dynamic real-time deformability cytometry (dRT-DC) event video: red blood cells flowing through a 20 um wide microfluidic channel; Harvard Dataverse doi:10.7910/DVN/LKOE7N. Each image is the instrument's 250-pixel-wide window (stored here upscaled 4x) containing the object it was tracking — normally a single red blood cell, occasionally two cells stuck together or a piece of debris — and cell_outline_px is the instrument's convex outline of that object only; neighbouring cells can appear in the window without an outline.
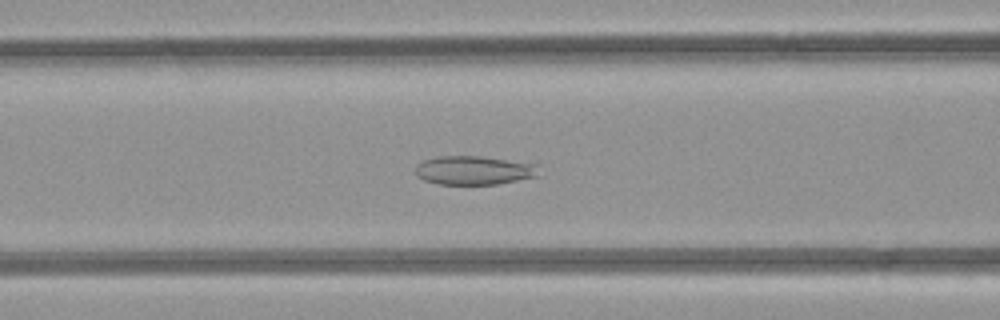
{"species": "common noctule bat (a hibernating species)", "species_latin": "Nyctalus noctula", "temperature_condition": "room temperature", "stored_images_in_passage": 50, "camera_frame_rate_fps": 3000, "um_per_image_px": 0.085, "animal": {"sex": "female", "body_mass_g": 21.9}, "frame": {"image": 1, "passage_image": 20, "time_ms": 6.333, "image_size_px": [1000, 320], "cell_outline_px": [[540, 176], [496, 184], [440, 184], [424, 180], [416, 176], [416, 164], [424, 160], [436, 156], [480, 156], [540, 164]], "centroid_in_image_um": [40.34, 14.47], "position_along_channel_um": 126.3, "area_um2": 20.98}}
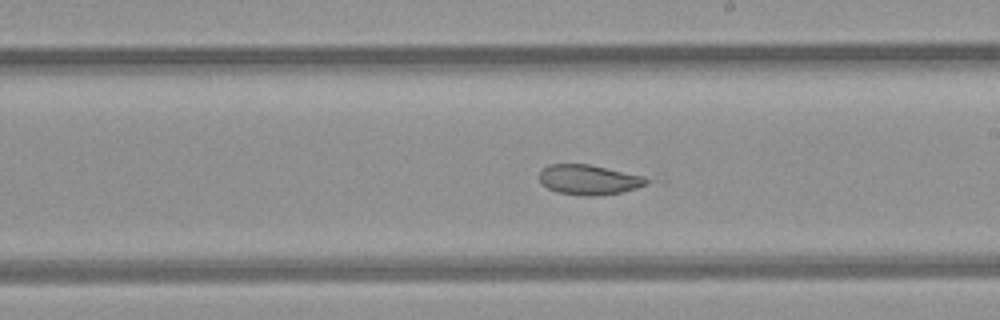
{"frame": {"image": 2, "passage_image": 28, "time_ms": 9.0, "image_size_px": [1000, 320], "cell_outline_px": [[652, 180], [636, 188], [620, 192], [596, 196], [584, 196], [556, 192], [548, 188], [540, 180], [540, 172], [548, 164], [588, 164], [644, 176]], "centroid_in_image_um": [50.05, 15.28], "position_along_channel_um": 238.9, "area_um2": 18.55}}
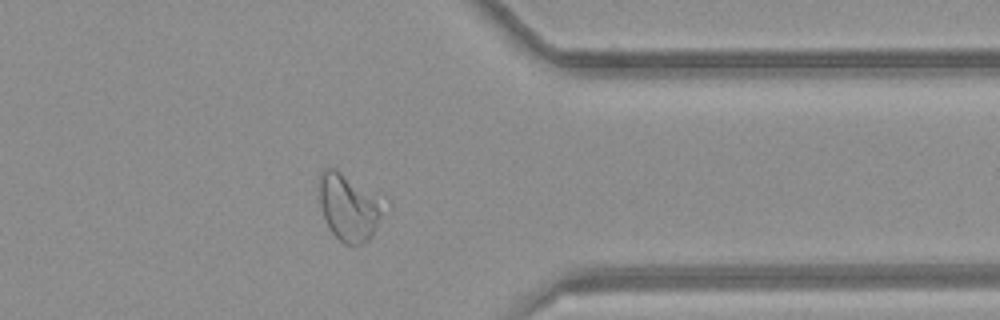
{"frame": {"image": 3, "passage_image": 39, "time_ms": 12.667, "image_size_px": [1000, 320], "cell_outline_px": [[392, 208], [372, 236], [368, 240], [352, 248], [344, 244], [332, 232], [320, 208], [316, 184], [320, 172], [324, 168], [336, 168], [388, 200], [392, 204]], "centroid_in_image_um": [29.77, 17.59], "position_along_channel_um": 381.6, "area_um2": 27.17}, "authors_computed_cell_mechanics": {"area_um2": 26.9059, "velocity_mm_per_s": 4.2239, "shape_relaxation_time_tau1_ms": null, "shape_relaxation_time_tau2_ms": 1.4073, "deformation_change_tau1": null, "deformation_change_tau2": 0.0534}}